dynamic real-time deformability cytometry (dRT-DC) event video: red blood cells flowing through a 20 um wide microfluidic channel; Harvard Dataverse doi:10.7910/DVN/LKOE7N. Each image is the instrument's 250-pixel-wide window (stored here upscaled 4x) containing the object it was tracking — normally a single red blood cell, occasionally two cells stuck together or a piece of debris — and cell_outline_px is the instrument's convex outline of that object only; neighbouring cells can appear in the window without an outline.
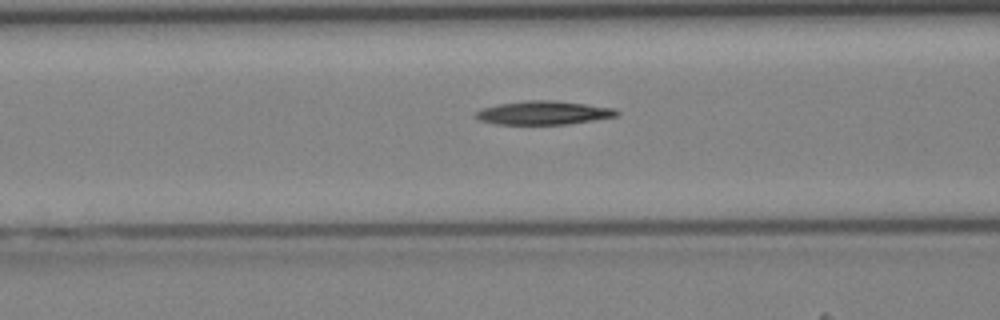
{"species": "Egyptian fruit bat (a non-hibernating species)", "species_latin": "Rousettus aegyptiacus", "temperature_condition": "cold", "stored_images_in_passage": 35, "camera_frame_rate_fps": 3000, "um_per_image_px": 0.085, "animal": {"sex": "female"}, "frame": {"image": 1, "passage_image": 10, "time_ms": 3.0, "image_size_px": [1000, 320], "cell_outline_px": [[620, 112], [616, 116], [568, 124], [496, 124], [476, 120], [472, 116], [480, 108], [496, 104], [528, 100], [556, 100], [616, 108]], "centroid_in_image_um": [46.13, 9.58], "position_along_channel_um": 120.5, "area_um2": 19.65}}
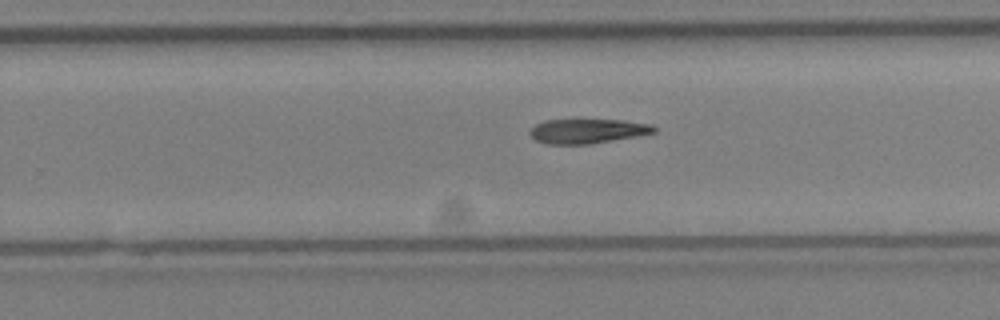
{"frame": {"image": 2, "passage_image": 20, "time_ms": 6.333, "image_size_px": [1000, 320], "cell_outline_px": [[656, 132], [592, 144], [548, 144], [536, 140], [528, 132], [536, 124], [544, 120], [624, 120], [652, 124], [656, 128]], "centroid_in_image_um": [49.94, 11.14], "position_along_channel_um": 279.9, "area_um2": 17.63}}
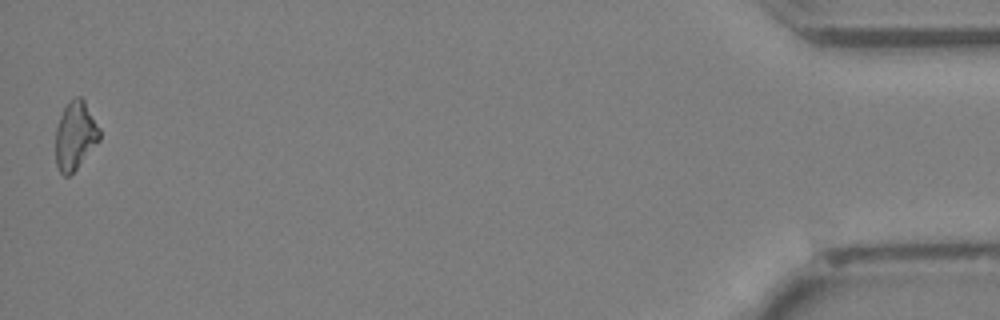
{"frame": {"image": 3, "passage_image": 35, "time_ms": 11.333, "image_size_px": [1000, 320], "cell_outline_px": [[100, 140], [76, 168], [68, 176], [64, 176], [60, 172], [56, 164], [56, 128], [60, 116], [68, 100], [76, 96], [80, 96], [84, 100], [100, 128]], "centroid_in_image_um": [6.39, 11.49], "position_along_channel_um": 428.8, "area_um2": 17.4}}